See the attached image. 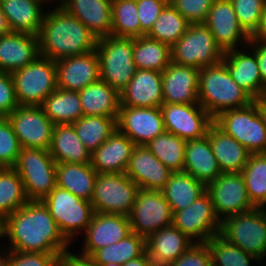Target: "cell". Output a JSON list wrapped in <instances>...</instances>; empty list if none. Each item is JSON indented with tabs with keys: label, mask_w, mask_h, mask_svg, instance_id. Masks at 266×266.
I'll return each mask as SVG.
<instances>
[{
	"label": "cell",
	"mask_w": 266,
	"mask_h": 266,
	"mask_svg": "<svg viewBox=\"0 0 266 266\" xmlns=\"http://www.w3.org/2000/svg\"><path fill=\"white\" fill-rule=\"evenodd\" d=\"M10 32H12V30L9 26L8 20L6 19L4 13L2 12L0 4V37Z\"/></svg>",
	"instance_id": "obj_57"
},
{
	"label": "cell",
	"mask_w": 266,
	"mask_h": 266,
	"mask_svg": "<svg viewBox=\"0 0 266 266\" xmlns=\"http://www.w3.org/2000/svg\"><path fill=\"white\" fill-rule=\"evenodd\" d=\"M56 164L49 150L21 148L13 168L23 182L28 200L42 201L57 186Z\"/></svg>",
	"instance_id": "obj_7"
},
{
	"label": "cell",
	"mask_w": 266,
	"mask_h": 266,
	"mask_svg": "<svg viewBox=\"0 0 266 266\" xmlns=\"http://www.w3.org/2000/svg\"><path fill=\"white\" fill-rule=\"evenodd\" d=\"M3 250V251H2ZM4 254H3V253ZM5 252H6V254H5ZM7 252H9V251H7V250H5L4 251V249H1L0 250V266H6V260H7V258H8V253Z\"/></svg>",
	"instance_id": "obj_60"
},
{
	"label": "cell",
	"mask_w": 266,
	"mask_h": 266,
	"mask_svg": "<svg viewBox=\"0 0 266 266\" xmlns=\"http://www.w3.org/2000/svg\"><path fill=\"white\" fill-rule=\"evenodd\" d=\"M169 0H138L137 12L140 22V37L147 35Z\"/></svg>",
	"instance_id": "obj_50"
},
{
	"label": "cell",
	"mask_w": 266,
	"mask_h": 266,
	"mask_svg": "<svg viewBox=\"0 0 266 266\" xmlns=\"http://www.w3.org/2000/svg\"><path fill=\"white\" fill-rule=\"evenodd\" d=\"M38 56V35L12 31L0 37V71L12 73L29 65Z\"/></svg>",
	"instance_id": "obj_24"
},
{
	"label": "cell",
	"mask_w": 266,
	"mask_h": 266,
	"mask_svg": "<svg viewBox=\"0 0 266 266\" xmlns=\"http://www.w3.org/2000/svg\"><path fill=\"white\" fill-rule=\"evenodd\" d=\"M206 243L213 266H251V260L259 262L256 257L231 244L220 234L210 238Z\"/></svg>",
	"instance_id": "obj_45"
},
{
	"label": "cell",
	"mask_w": 266,
	"mask_h": 266,
	"mask_svg": "<svg viewBox=\"0 0 266 266\" xmlns=\"http://www.w3.org/2000/svg\"><path fill=\"white\" fill-rule=\"evenodd\" d=\"M211 253L206 242H194L178 259L167 266H211Z\"/></svg>",
	"instance_id": "obj_51"
},
{
	"label": "cell",
	"mask_w": 266,
	"mask_h": 266,
	"mask_svg": "<svg viewBox=\"0 0 266 266\" xmlns=\"http://www.w3.org/2000/svg\"><path fill=\"white\" fill-rule=\"evenodd\" d=\"M135 144L118 129L91 154L98 174L125 173Z\"/></svg>",
	"instance_id": "obj_27"
},
{
	"label": "cell",
	"mask_w": 266,
	"mask_h": 266,
	"mask_svg": "<svg viewBox=\"0 0 266 266\" xmlns=\"http://www.w3.org/2000/svg\"><path fill=\"white\" fill-rule=\"evenodd\" d=\"M5 235V217L0 215V239Z\"/></svg>",
	"instance_id": "obj_59"
},
{
	"label": "cell",
	"mask_w": 266,
	"mask_h": 266,
	"mask_svg": "<svg viewBox=\"0 0 266 266\" xmlns=\"http://www.w3.org/2000/svg\"><path fill=\"white\" fill-rule=\"evenodd\" d=\"M21 148L49 150L55 124L41 106H18L7 116Z\"/></svg>",
	"instance_id": "obj_14"
},
{
	"label": "cell",
	"mask_w": 266,
	"mask_h": 266,
	"mask_svg": "<svg viewBox=\"0 0 266 266\" xmlns=\"http://www.w3.org/2000/svg\"><path fill=\"white\" fill-rule=\"evenodd\" d=\"M186 140L175 134L164 131L151 140L146 147L160 160L169 170L183 172L185 160Z\"/></svg>",
	"instance_id": "obj_40"
},
{
	"label": "cell",
	"mask_w": 266,
	"mask_h": 266,
	"mask_svg": "<svg viewBox=\"0 0 266 266\" xmlns=\"http://www.w3.org/2000/svg\"><path fill=\"white\" fill-rule=\"evenodd\" d=\"M57 266H96L92 264L88 259L81 258L76 254L68 253L64 254L58 259Z\"/></svg>",
	"instance_id": "obj_54"
},
{
	"label": "cell",
	"mask_w": 266,
	"mask_h": 266,
	"mask_svg": "<svg viewBox=\"0 0 266 266\" xmlns=\"http://www.w3.org/2000/svg\"><path fill=\"white\" fill-rule=\"evenodd\" d=\"M215 0H169L170 4L190 23H204Z\"/></svg>",
	"instance_id": "obj_48"
},
{
	"label": "cell",
	"mask_w": 266,
	"mask_h": 266,
	"mask_svg": "<svg viewBox=\"0 0 266 266\" xmlns=\"http://www.w3.org/2000/svg\"><path fill=\"white\" fill-rule=\"evenodd\" d=\"M250 40L266 41V6L261 17L260 25L257 31L251 36Z\"/></svg>",
	"instance_id": "obj_55"
},
{
	"label": "cell",
	"mask_w": 266,
	"mask_h": 266,
	"mask_svg": "<svg viewBox=\"0 0 266 266\" xmlns=\"http://www.w3.org/2000/svg\"><path fill=\"white\" fill-rule=\"evenodd\" d=\"M5 237L9 248L22 252L71 253L70 243L59 231L47 206L40 200H29L5 218Z\"/></svg>",
	"instance_id": "obj_1"
},
{
	"label": "cell",
	"mask_w": 266,
	"mask_h": 266,
	"mask_svg": "<svg viewBox=\"0 0 266 266\" xmlns=\"http://www.w3.org/2000/svg\"><path fill=\"white\" fill-rule=\"evenodd\" d=\"M112 31L116 37H140V22L137 12V1L112 0Z\"/></svg>",
	"instance_id": "obj_44"
},
{
	"label": "cell",
	"mask_w": 266,
	"mask_h": 266,
	"mask_svg": "<svg viewBox=\"0 0 266 266\" xmlns=\"http://www.w3.org/2000/svg\"><path fill=\"white\" fill-rule=\"evenodd\" d=\"M213 123L251 154L266 153V127L256 101L247 107L220 113Z\"/></svg>",
	"instance_id": "obj_5"
},
{
	"label": "cell",
	"mask_w": 266,
	"mask_h": 266,
	"mask_svg": "<svg viewBox=\"0 0 266 266\" xmlns=\"http://www.w3.org/2000/svg\"><path fill=\"white\" fill-rule=\"evenodd\" d=\"M172 225L194 242H207L221 231V221L207 192L187 208L174 212Z\"/></svg>",
	"instance_id": "obj_13"
},
{
	"label": "cell",
	"mask_w": 266,
	"mask_h": 266,
	"mask_svg": "<svg viewBox=\"0 0 266 266\" xmlns=\"http://www.w3.org/2000/svg\"><path fill=\"white\" fill-rule=\"evenodd\" d=\"M57 88L68 91L84 89L100 80L99 57L96 49L81 55L55 61Z\"/></svg>",
	"instance_id": "obj_20"
},
{
	"label": "cell",
	"mask_w": 266,
	"mask_h": 266,
	"mask_svg": "<svg viewBox=\"0 0 266 266\" xmlns=\"http://www.w3.org/2000/svg\"><path fill=\"white\" fill-rule=\"evenodd\" d=\"M173 172L158 160L145 145H135L125 174L139 189L161 191Z\"/></svg>",
	"instance_id": "obj_22"
},
{
	"label": "cell",
	"mask_w": 266,
	"mask_h": 266,
	"mask_svg": "<svg viewBox=\"0 0 266 266\" xmlns=\"http://www.w3.org/2000/svg\"><path fill=\"white\" fill-rule=\"evenodd\" d=\"M224 52L204 23L190 24L185 34L171 47V61L201 69L221 62Z\"/></svg>",
	"instance_id": "obj_10"
},
{
	"label": "cell",
	"mask_w": 266,
	"mask_h": 266,
	"mask_svg": "<svg viewBox=\"0 0 266 266\" xmlns=\"http://www.w3.org/2000/svg\"><path fill=\"white\" fill-rule=\"evenodd\" d=\"M145 251V238L131 232L117 243L95 250L87 259L96 266L124 264L140 257Z\"/></svg>",
	"instance_id": "obj_38"
},
{
	"label": "cell",
	"mask_w": 266,
	"mask_h": 266,
	"mask_svg": "<svg viewBox=\"0 0 266 266\" xmlns=\"http://www.w3.org/2000/svg\"><path fill=\"white\" fill-rule=\"evenodd\" d=\"M42 201L70 244L79 232L86 230L95 213L90 201L58 186Z\"/></svg>",
	"instance_id": "obj_9"
},
{
	"label": "cell",
	"mask_w": 266,
	"mask_h": 266,
	"mask_svg": "<svg viewBox=\"0 0 266 266\" xmlns=\"http://www.w3.org/2000/svg\"><path fill=\"white\" fill-rule=\"evenodd\" d=\"M220 235L233 245L256 257L263 265L266 256V211L255 208L226 217L221 222Z\"/></svg>",
	"instance_id": "obj_6"
},
{
	"label": "cell",
	"mask_w": 266,
	"mask_h": 266,
	"mask_svg": "<svg viewBox=\"0 0 266 266\" xmlns=\"http://www.w3.org/2000/svg\"><path fill=\"white\" fill-rule=\"evenodd\" d=\"M242 177L250 201L256 208L266 206V153L251 154Z\"/></svg>",
	"instance_id": "obj_41"
},
{
	"label": "cell",
	"mask_w": 266,
	"mask_h": 266,
	"mask_svg": "<svg viewBox=\"0 0 266 266\" xmlns=\"http://www.w3.org/2000/svg\"><path fill=\"white\" fill-rule=\"evenodd\" d=\"M21 146L7 117H0V168L14 167Z\"/></svg>",
	"instance_id": "obj_47"
},
{
	"label": "cell",
	"mask_w": 266,
	"mask_h": 266,
	"mask_svg": "<svg viewBox=\"0 0 266 266\" xmlns=\"http://www.w3.org/2000/svg\"><path fill=\"white\" fill-rule=\"evenodd\" d=\"M189 25L190 23L169 2L147 36L172 47L185 34Z\"/></svg>",
	"instance_id": "obj_43"
},
{
	"label": "cell",
	"mask_w": 266,
	"mask_h": 266,
	"mask_svg": "<svg viewBox=\"0 0 266 266\" xmlns=\"http://www.w3.org/2000/svg\"><path fill=\"white\" fill-rule=\"evenodd\" d=\"M172 211L162 191L139 189L128 215L131 231L144 237L172 225Z\"/></svg>",
	"instance_id": "obj_12"
},
{
	"label": "cell",
	"mask_w": 266,
	"mask_h": 266,
	"mask_svg": "<svg viewBox=\"0 0 266 266\" xmlns=\"http://www.w3.org/2000/svg\"><path fill=\"white\" fill-rule=\"evenodd\" d=\"M96 51L100 80L122 91L137 70L133 60V38L109 35L97 39Z\"/></svg>",
	"instance_id": "obj_4"
},
{
	"label": "cell",
	"mask_w": 266,
	"mask_h": 266,
	"mask_svg": "<svg viewBox=\"0 0 266 266\" xmlns=\"http://www.w3.org/2000/svg\"><path fill=\"white\" fill-rule=\"evenodd\" d=\"M85 148L93 153L117 129V118L106 116H82L72 123Z\"/></svg>",
	"instance_id": "obj_39"
},
{
	"label": "cell",
	"mask_w": 266,
	"mask_h": 266,
	"mask_svg": "<svg viewBox=\"0 0 266 266\" xmlns=\"http://www.w3.org/2000/svg\"><path fill=\"white\" fill-rule=\"evenodd\" d=\"M204 24L224 53L239 49V41L240 45H248L250 41L251 37L238 22L231 0H215Z\"/></svg>",
	"instance_id": "obj_18"
},
{
	"label": "cell",
	"mask_w": 266,
	"mask_h": 266,
	"mask_svg": "<svg viewBox=\"0 0 266 266\" xmlns=\"http://www.w3.org/2000/svg\"><path fill=\"white\" fill-rule=\"evenodd\" d=\"M133 60L137 69L163 72L171 62V47L147 35L133 38Z\"/></svg>",
	"instance_id": "obj_37"
},
{
	"label": "cell",
	"mask_w": 266,
	"mask_h": 266,
	"mask_svg": "<svg viewBox=\"0 0 266 266\" xmlns=\"http://www.w3.org/2000/svg\"><path fill=\"white\" fill-rule=\"evenodd\" d=\"M232 79L244 89L254 100H258L263 92L264 84L260 75L256 54L245 53L235 49L224 53L222 60Z\"/></svg>",
	"instance_id": "obj_29"
},
{
	"label": "cell",
	"mask_w": 266,
	"mask_h": 266,
	"mask_svg": "<svg viewBox=\"0 0 266 266\" xmlns=\"http://www.w3.org/2000/svg\"><path fill=\"white\" fill-rule=\"evenodd\" d=\"M206 192L221 222L226 217L256 208L249 199L241 173H222L206 185Z\"/></svg>",
	"instance_id": "obj_15"
},
{
	"label": "cell",
	"mask_w": 266,
	"mask_h": 266,
	"mask_svg": "<svg viewBox=\"0 0 266 266\" xmlns=\"http://www.w3.org/2000/svg\"><path fill=\"white\" fill-rule=\"evenodd\" d=\"M198 101L214 119L224 111L247 107L255 100L232 79L221 61L200 69Z\"/></svg>",
	"instance_id": "obj_3"
},
{
	"label": "cell",
	"mask_w": 266,
	"mask_h": 266,
	"mask_svg": "<svg viewBox=\"0 0 266 266\" xmlns=\"http://www.w3.org/2000/svg\"><path fill=\"white\" fill-rule=\"evenodd\" d=\"M112 0H61L66 12L79 19L97 38L111 35Z\"/></svg>",
	"instance_id": "obj_25"
},
{
	"label": "cell",
	"mask_w": 266,
	"mask_h": 266,
	"mask_svg": "<svg viewBox=\"0 0 266 266\" xmlns=\"http://www.w3.org/2000/svg\"><path fill=\"white\" fill-rule=\"evenodd\" d=\"M207 135L221 172L241 173L251 153L214 123L209 127Z\"/></svg>",
	"instance_id": "obj_30"
},
{
	"label": "cell",
	"mask_w": 266,
	"mask_h": 266,
	"mask_svg": "<svg viewBox=\"0 0 266 266\" xmlns=\"http://www.w3.org/2000/svg\"><path fill=\"white\" fill-rule=\"evenodd\" d=\"M119 94L120 106L160 107L163 104L162 72L137 69Z\"/></svg>",
	"instance_id": "obj_23"
},
{
	"label": "cell",
	"mask_w": 266,
	"mask_h": 266,
	"mask_svg": "<svg viewBox=\"0 0 266 266\" xmlns=\"http://www.w3.org/2000/svg\"><path fill=\"white\" fill-rule=\"evenodd\" d=\"M248 47H251L256 54L257 63L262 78V83L266 84V41L264 40H250Z\"/></svg>",
	"instance_id": "obj_53"
},
{
	"label": "cell",
	"mask_w": 266,
	"mask_h": 266,
	"mask_svg": "<svg viewBox=\"0 0 266 266\" xmlns=\"http://www.w3.org/2000/svg\"><path fill=\"white\" fill-rule=\"evenodd\" d=\"M45 11L38 34L39 53L51 60L81 55L96 49L97 38L61 6Z\"/></svg>",
	"instance_id": "obj_2"
},
{
	"label": "cell",
	"mask_w": 266,
	"mask_h": 266,
	"mask_svg": "<svg viewBox=\"0 0 266 266\" xmlns=\"http://www.w3.org/2000/svg\"><path fill=\"white\" fill-rule=\"evenodd\" d=\"M200 69L170 62L162 72V96L166 104H194L198 101Z\"/></svg>",
	"instance_id": "obj_21"
},
{
	"label": "cell",
	"mask_w": 266,
	"mask_h": 266,
	"mask_svg": "<svg viewBox=\"0 0 266 266\" xmlns=\"http://www.w3.org/2000/svg\"><path fill=\"white\" fill-rule=\"evenodd\" d=\"M117 129L135 145H147L165 131L160 107H119Z\"/></svg>",
	"instance_id": "obj_17"
},
{
	"label": "cell",
	"mask_w": 266,
	"mask_h": 266,
	"mask_svg": "<svg viewBox=\"0 0 266 266\" xmlns=\"http://www.w3.org/2000/svg\"><path fill=\"white\" fill-rule=\"evenodd\" d=\"M18 106L11 73L0 71V117H7Z\"/></svg>",
	"instance_id": "obj_52"
},
{
	"label": "cell",
	"mask_w": 266,
	"mask_h": 266,
	"mask_svg": "<svg viewBox=\"0 0 266 266\" xmlns=\"http://www.w3.org/2000/svg\"><path fill=\"white\" fill-rule=\"evenodd\" d=\"M183 172L190 174L205 185L213 182L222 174L208 135L186 141Z\"/></svg>",
	"instance_id": "obj_28"
},
{
	"label": "cell",
	"mask_w": 266,
	"mask_h": 266,
	"mask_svg": "<svg viewBox=\"0 0 266 266\" xmlns=\"http://www.w3.org/2000/svg\"><path fill=\"white\" fill-rule=\"evenodd\" d=\"M102 266H123V264H117V263H108Z\"/></svg>",
	"instance_id": "obj_62"
},
{
	"label": "cell",
	"mask_w": 266,
	"mask_h": 266,
	"mask_svg": "<svg viewBox=\"0 0 266 266\" xmlns=\"http://www.w3.org/2000/svg\"><path fill=\"white\" fill-rule=\"evenodd\" d=\"M48 118L55 124H72L83 116L77 91L57 88L41 104Z\"/></svg>",
	"instance_id": "obj_36"
},
{
	"label": "cell",
	"mask_w": 266,
	"mask_h": 266,
	"mask_svg": "<svg viewBox=\"0 0 266 266\" xmlns=\"http://www.w3.org/2000/svg\"><path fill=\"white\" fill-rule=\"evenodd\" d=\"M258 100L264 105H266V84L264 85L263 92Z\"/></svg>",
	"instance_id": "obj_61"
},
{
	"label": "cell",
	"mask_w": 266,
	"mask_h": 266,
	"mask_svg": "<svg viewBox=\"0 0 266 266\" xmlns=\"http://www.w3.org/2000/svg\"><path fill=\"white\" fill-rule=\"evenodd\" d=\"M123 266H154L152 260L147 255L146 251L138 258L132 259Z\"/></svg>",
	"instance_id": "obj_56"
},
{
	"label": "cell",
	"mask_w": 266,
	"mask_h": 266,
	"mask_svg": "<svg viewBox=\"0 0 266 266\" xmlns=\"http://www.w3.org/2000/svg\"><path fill=\"white\" fill-rule=\"evenodd\" d=\"M238 22L251 37L258 29L266 0H231Z\"/></svg>",
	"instance_id": "obj_46"
},
{
	"label": "cell",
	"mask_w": 266,
	"mask_h": 266,
	"mask_svg": "<svg viewBox=\"0 0 266 266\" xmlns=\"http://www.w3.org/2000/svg\"><path fill=\"white\" fill-rule=\"evenodd\" d=\"M47 0H0L1 9L13 32L38 35L45 13Z\"/></svg>",
	"instance_id": "obj_31"
},
{
	"label": "cell",
	"mask_w": 266,
	"mask_h": 266,
	"mask_svg": "<svg viewBox=\"0 0 266 266\" xmlns=\"http://www.w3.org/2000/svg\"><path fill=\"white\" fill-rule=\"evenodd\" d=\"M138 190L125 173L97 174L90 202L95 213L128 216Z\"/></svg>",
	"instance_id": "obj_11"
},
{
	"label": "cell",
	"mask_w": 266,
	"mask_h": 266,
	"mask_svg": "<svg viewBox=\"0 0 266 266\" xmlns=\"http://www.w3.org/2000/svg\"><path fill=\"white\" fill-rule=\"evenodd\" d=\"M97 172L91 163H57V186L82 199L91 201Z\"/></svg>",
	"instance_id": "obj_34"
},
{
	"label": "cell",
	"mask_w": 266,
	"mask_h": 266,
	"mask_svg": "<svg viewBox=\"0 0 266 266\" xmlns=\"http://www.w3.org/2000/svg\"><path fill=\"white\" fill-rule=\"evenodd\" d=\"M59 258L56 253L9 250L6 266H57Z\"/></svg>",
	"instance_id": "obj_49"
},
{
	"label": "cell",
	"mask_w": 266,
	"mask_h": 266,
	"mask_svg": "<svg viewBox=\"0 0 266 266\" xmlns=\"http://www.w3.org/2000/svg\"><path fill=\"white\" fill-rule=\"evenodd\" d=\"M28 201L18 172L13 167L0 168V215L6 218Z\"/></svg>",
	"instance_id": "obj_42"
},
{
	"label": "cell",
	"mask_w": 266,
	"mask_h": 266,
	"mask_svg": "<svg viewBox=\"0 0 266 266\" xmlns=\"http://www.w3.org/2000/svg\"><path fill=\"white\" fill-rule=\"evenodd\" d=\"M172 214L190 206L206 192V185L185 172H174L161 190Z\"/></svg>",
	"instance_id": "obj_35"
},
{
	"label": "cell",
	"mask_w": 266,
	"mask_h": 266,
	"mask_svg": "<svg viewBox=\"0 0 266 266\" xmlns=\"http://www.w3.org/2000/svg\"><path fill=\"white\" fill-rule=\"evenodd\" d=\"M194 243L174 225L164 227L145 239L146 253L154 266H167Z\"/></svg>",
	"instance_id": "obj_26"
},
{
	"label": "cell",
	"mask_w": 266,
	"mask_h": 266,
	"mask_svg": "<svg viewBox=\"0 0 266 266\" xmlns=\"http://www.w3.org/2000/svg\"><path fill=\"white\" fill-rule=\"evenodd\" d=\"M84 232V248L77 256L87 259L95 250L117 243L132 231L128 216L94 213Z\"/></svg>",
	"instance_id": "obj_19"
},
{
	"label": "cell",
	"mask_w": 266,
	"mask_h": 266,
	"mask_svg": "<svg viewBox=\"0 0 266 266\" xmlns=\"http://www.w3.org/2000/svg\"><path fill=\"white\" fill-rule=\"evenodd\" d=\"M160 110L165 131L186 141L207 135L209 127L213 124V118L199 103H163Z\"/></svg>",
	"instance_id": "obj_16"
},
{
	"label": "cell",
	"mask_w": 266,
	"mask_h": 266,
	"mask_svg": "<svg viewBox=\"0 0 266 266\" xmlns=\"http://www.w3.org/2000/svg\"><path fill=\"white\" fill-rule=\"evenodd\" d=\"M11 75L20 106H41L46 97L57 89L56 64L48 57L40 55Z\"/></svg>",
	"instance_id": "obj_8"
},
{
	"label": "cell",
	"mask_w": 266,
	"mask_h": 266,
	"mask_svg": "<svg viewBox=\"0 0 266 266\" xmlns=\"http://www.w3.org/2000/svg\"><path fill=\"white\" fill-rule=\"evenodd\" d=\"M255 101L259 104V111L262 115V119H263L264 125L266 127V105L261 103L259 100H255Z\"/></svg>",
	"instance_id": "obj_58"
},
{
	"label": "cell",
	"mask_w": 266,
	"mask_h": 266,
	"mask_svg": "<svg viewBox=\"0 0 266 266\" xmlns=\"http://www.w3.org/2000/svg\"><path fill=\"white\" fill-rule=\"evenodd\" d=\"M49 152L56 163H91L88 151L72 124H57L54 126Z\"/></svg>",
	"instance_id": "obj_32"
},
{
	"label": "cell",
	"mask_w": 266,
	"mask_h": 266,
	"mask_svg": "<svg viewBox=\"0 0 266 266\" xmlns=\"http://www.w3.org/2000/svg\"><path fill=\"white\" fill-rule=\"evenodd\" d=\"M83 116H106L118 118L119 92L105 81L99 80L78 92Z\"/></svg>",
	"instance_id": "obj_33"
}]
</instances>
